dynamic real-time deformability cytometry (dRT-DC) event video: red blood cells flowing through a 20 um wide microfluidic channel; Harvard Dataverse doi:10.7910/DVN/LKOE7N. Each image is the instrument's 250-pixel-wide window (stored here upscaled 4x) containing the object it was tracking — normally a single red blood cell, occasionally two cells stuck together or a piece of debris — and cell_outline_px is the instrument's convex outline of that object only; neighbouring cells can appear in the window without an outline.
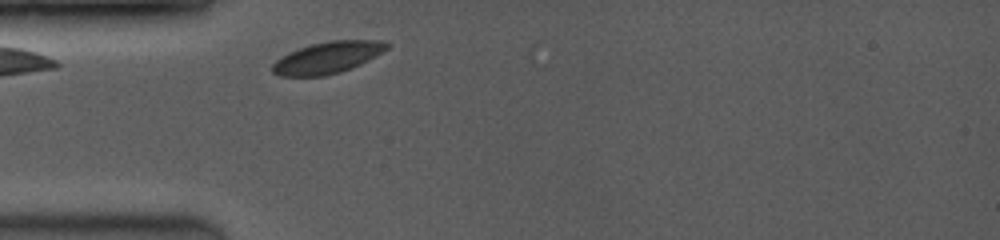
{"species": "common noctule bat (a hibernating species)", "species_latin": "Nyctalus noctula", "temperature_condition": "room temperature", "stored_images_in_passage": 13, "camera_frame_rate_fps": 3500, "um_per_image_px": 0.085, "animal": {"sex": "female", "body_mass_g": 19.0, "forearm_length_mm": 53.3}, "frame": {"image": 1, "passage_image": 1, "time_ms": 0.0, "image_size_px": [1000, 240], "cell_outline_px": [[392, 44], [388, 48], [368, 60], [360, 64], [340, 72], [324, 76], [280, 76], [272, 72], [272, 64], [280, 56], [288, 52], [312, 44], [328, 40], [384, 40]], "centroid_in_image_um": [27.84, 4.88], "position_along_channel_um": 57.2, "area_um2": 21.15}}
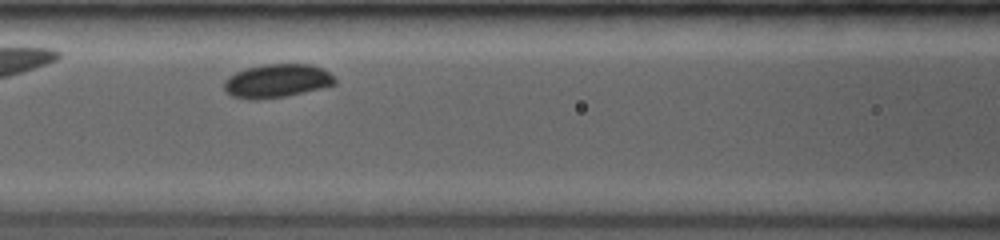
{"frame": {"image": 2, "passage_image": 7, "time_ms": 2.286, "image_size_px": [1000, 240], "cell_outline_px": [[336, 84], [320, 88], [284, 96], [260, 100], [248, 100], [232, 96], [224, 88], [224, 80], [228, 76], [244, 68], [264, 64], [312, 64], [328, 72], [336, 80]], "centroid_in_image_um": [23.49, 6.87], "position_along_channel_um": 143.1, "area_um2": 21.62}}
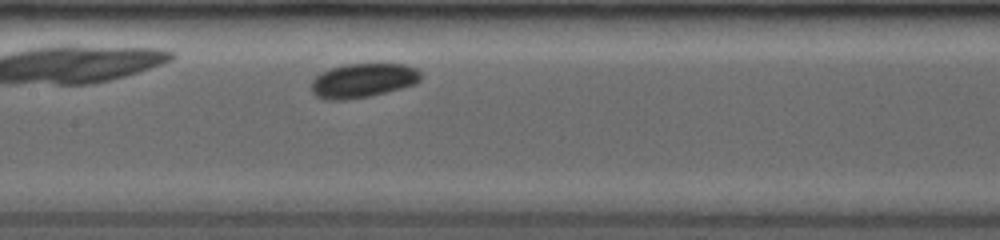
{"frame": {"image": 3, "passage_image": 10, "time_ms": 3.143, "image_size_px": [1000, 240], "cell_outline_px": [[420, 80], [416, 84], [368, 96], [344, 100], [324, 100], [316, 96], [312, 92], [312, 80], [320, 72], [344, 64], [404, 64], [416, 68], [420, 72]], "centroid_in_image_um": [30.82, 6.84], "position_along_channel_um": 176.6, "area_um2": 21.73}}